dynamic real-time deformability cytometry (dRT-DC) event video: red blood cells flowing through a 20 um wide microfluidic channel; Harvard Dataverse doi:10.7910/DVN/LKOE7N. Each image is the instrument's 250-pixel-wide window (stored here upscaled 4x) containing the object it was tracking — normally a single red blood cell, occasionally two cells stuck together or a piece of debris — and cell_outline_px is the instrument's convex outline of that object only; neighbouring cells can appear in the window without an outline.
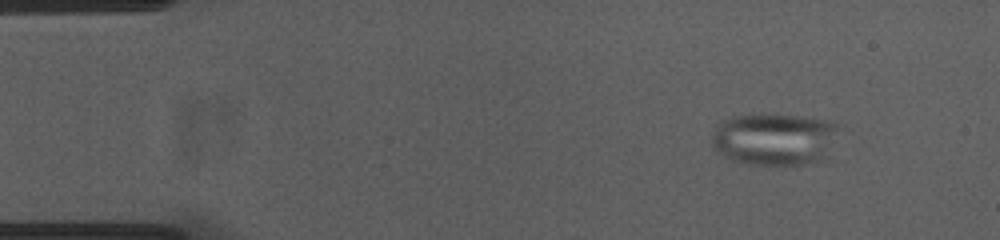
{"species": "common noctule bat (a hibernating species)", "species_latin": "Nyctalus noctula", "temperature_condition": "cold", "stored_images_in_passage": 49, "camera_frame_rate_fps": 3000, "um_per_image_px": 0.085, "animal": {"sex": "female", "body_mass_g": 23.0, "forearm_length_mm": 53.4}, "frame": {"image": 1, "passage_image": 1, "time_ms": 0.0, "image_size_px": [1000, 240], "cell_outline_px": [[836, 128], [820, 156], [816, 160], [808, 164], [744, 164], [732, 160], [724, 156], [712, 144], [712, 132], [720, 120], [732, 116], [796, 116], [824, 120], [836, 124]], "centroid_in_image_um": [65.64, 11.83], "position_along_channel_um": 19.4, "area_um2": 36.76}}
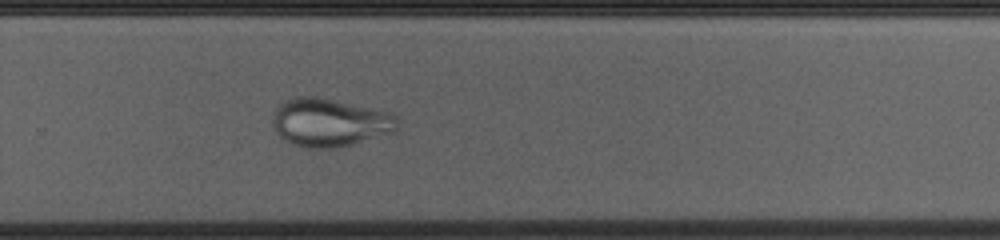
{"frame": {"image": 2, "passage_image": 31, "time_ms": 10.0, "image_size_px": [1000, 240], "cell_outline_px": [[400, 128], [396, 132], [332, 148], [300, 148], [284, 140], [276, 132], [272, 120], [272, 112], [284, 100], [296, 96], [316, 96], [336, 100], [392, 112], [400, 120]], "centroid_in_image_um": [28.04, 10.4], "position_along_channel_um": 301.8, "area_um2": 35.55}}
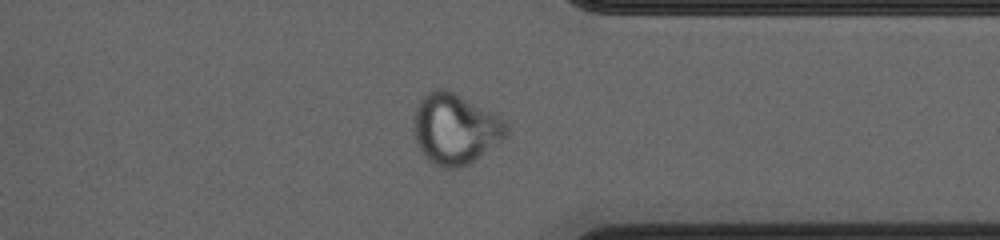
{"frame": {"image": 3, "passage_image": 37, "time_ms": 12.0, "image_size_px": [1000, 240], "cell_outline_px": [[508, 136], [468, 164], [460, 168], [444, 168], [436, 164], [424, 156], [416, 140], [412, 128], [412, 120], [416, 108], [420, 100], [428, 92], [436, 88], [448, 88], [496, 116], [508, 124]], "centroid_in_image_um": [38.66, 10.95], "position_along_channel_um": 372.7, "area_um2": 37.8}}